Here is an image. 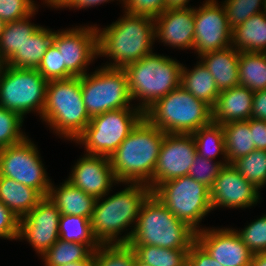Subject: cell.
<instances>
[{
  "instance_id": "obj_17",
  "label": "cell",
  "mask_w": 266,
  "mask_h": 266,
  "mask_svg": "<svg viewBox=\"0 0 266 266\" xmlns=\"http://www.w3.org/2000/svg\"><path fill=\"white\" fill-rule=\"evenodd\" d=\"M259 189L247 181L232 164L224 165L210 188L211 208H246L259 200Z\"/></svg>"
},
{
  "instance_id": "obj_51",
  "label": "cell",
  "mask_w": 266,
  "mask_h": 266,
  "mask_svg": "<svg viewBox=\"0 0 266 266\" xmlns=\"http://www.w3.org/2000/svg\"><path fill=\"white\" fill-rule=\"evenodd\" d=\"M61 266H93V260H80L77 262H70Z\"/></svg>"
},
{
  "instance_id": "obj_7",
  "label": "cell",
  "mask_w": 266,
  "mask_h": 266,
  "mask_svg": "<svg viewBox=\"0 0 266 266\" xmlns=\"http://www.w3.org/2000/svg\"><path fill=\"white\" fill-rule=\"evenodd\" d=\"M144 117L164 133L192 134L212 122V108L179 86L149 107Z\"/></svg>"
},
{
  "instance_id": "obj_52",
  "label": "cell",
  "mask_w": 266,
  "mask_h": 266,
  "mask_svg": "<svg viewBox=\"0 0 266 266\" xmlns=\"http://www.w3.org/2000/svg\"><path fill=\"white\" fill-rule=\"evenodd\" d=\"M65 0H45V3L54 8H58Z\"/></svg>"
},
{
  "instance_id": "obj_22",
  "label": "cell",
  "mask_w": 266,
  "mask_h": 266,
  "mask_svg": "<svg viewBox=\"0 0 266 266\" xmlns=\"http://www.w3.org/2000/svg\"><path fill=\"white\" fill-rule=\"evenodd\" d=\"M239 53V51L230 46L200 56L201 61L214 77L219 91L240 85L238 68Z\"/></svg>"
},
{
  "instance_id": "obj_21",
  "label": "cell",
  "mask_w": 266,
  "mask_h": 266,
  "mask_svg": "<svg viewBox=\"0 0 266 266\" xmlns=\"http://www.w3.org/2000/svg\"><path fill=\"white\" fill-rule=\"evenodd\" d=\"M254 92L237 85L220 91L212 108V122L224 125L233 121H246L251 118Z\"/></svg>"
},
{
  "instance_id": "obj_11",
  "label": "cell",
  "mask_w": 266,
  "mask_h": 266,
  "mask_svg": "<svg viewBox=\"0 0 266 266\" xmlns=\"http://www.w3.org/2000/svg\"><path fill=\"white\" fill-rule=\"evenodd\" d=\"M83 102L90 118L130 107L127 75L123 68L104 67L80 77Z\"/></svg>"
},
{
  "instance_id": "obj_46",
  "label": "cell",
  "mask_w": 266,
  "mask_h": 266,
  "mask_svg": "<svg viewBox=\"0 0 266 266\" xmlns=\"http://www.w3.org/2000/svg\"><path fill=\"white\" fill-rule=\"evenodd\" d=\"M250 130L255 148L266 150V121L250 118Z\"/></svg>"
},
{
  "instance_id": "obj_39",
  "label": "cell",
  "mask_w": 266,
  "mask_h": 266,
  "mask_svg": "<svg viewBox=\"0 0 266 266\" xmlns=\"http://www.w3.org/2000/svg\"><path fill=\"white\" fill-rule=\"evenodd\" d=\"M37 70L47 81L74 77L65 65H62L61 54L53 43L42 57Z\"/></svg>"
},
{
  "instance_id": "obj_42",
  "label": "cell",
  "mask_w": 266,
  "mask_h": 266,
  "mask_svg": "<svg viewBox=\"0 0 266 266\" xmlns=\"http://www.w3.org/2000/svg\"><path fill=\"white\" fill-rule=\"evenodd\" d=\"M36 9L33 0H0V18L5 23L32 17Z\"/></svg>"
},
{
  "instance_id": "obj_1",
  "label": "cell",
  "mask_w": 266,
  "mask_h": 266,
  "mask_svg": "<svg viewBox=\"0 0 266 266\" xmlns=\"http://www.w3.org/2000/svg\"><path fill=\"white\" fill-rule=\"evenodd\" d=\"M165 134L144 117L110 157L117 182L142 183L153 191V174Z\"/></svg>"
},
{
  "instance_id": "obj_36",
  "label": "cell",
  "mask_w": 266,
  "mask_h": 266,
  "mask_svg": "<svg viewBox=\"0 0 266 266\" xmlns=\"http://www.w3.org/2000/svg\"><path fill=\"white\" fill-rule=\"evenodd\" d=\"M135 253L128 244H100L93 253V266H133Z\"/></svg>"
},
{
  "instance_id": "obj_53",
  "label": "cell",
  "mask_w": 266,
  "mask_h": 266,
  "mask_svg": "<svg viewBox=\"0 0 266 266\" xmlns=\"http://www.w3.org/2000/svg\"><path fill=\"white\" fill-rule=\"evenodd\" d=\"M133 266H151L150 264H147L141 260H139L136 256L134 259V265Z\"/></svg>"
},
{
  "instance_id": "obj_56",
  "label": "cell",
  "mask_w": 266,
  "mask_h": 266,
  "mask_svg": "<svg viewBox=\"0 0 266 266\" xmlns=\"http://www.w3.org/2000/svg\"><path fill=\"white\" fill-rule=\"evenodd\" d=\"M184 266H192V264H191L189 261H187V262L184 264Z\"/></svg>"
},
{
  "instance_id": "obj_27",
  "label": "cell",
  "mask_w": 266,
  "mask_h": 266,
  "mask_svg": "<svg viewBox=\"0 0 266 266\" xmlns=\"http://www.w3.org/2000/svg\"><path fill=\"white\" fill-rule=\"evenodd\" d=\"M182 67L181 87L188 91L193 97L202 100L213 108L220 94L214 77L210 74L202 61L198 62L192 70Z\"/></svg>"
},
{
  "instance_id": "obj_8",
  "label": "cell",
  "mask_w": 266,
  "mask_h": 266,
  "mask_svg": "<svg viewBox=\"0 0 266 266\" xmlns=\"http://www.w3.org/2000/svg\"><path fill=\"white\" fill-rule=\"evenodd\" d=\"M130 109L111 110L92 117L75 141L85 145L88 155L110 158L144 118V112L138 107Z\"/></svg>"
},
{
  "instance_id": "obj_33",
  "label": "cell",
  "mask_w": 266,
  "mask_h": 266,
  "mask_svg": "<svg viewBox=\"0 0 266 266\" xmlns=\"http://www.w3.org/2000/svg\"><path fill=\"white\" fill-rule=\"evenodd\" d=\"M136 257L151 266H184L188 261V251L163 248L154 245H130Z\"/></svg>"
},
{
  "instance_id": "obj_48",
  "label": "cell",
  "mask_w": 266,
  "mask_h": 266,
  "mask_svg": "<svg viewBox=\"0 0 266 266\" xmlns=\"http://www.w3.org/2000/svg\"><path fill=\"white\" fill-rule=\"evenodd\" d=\"M109 0H65L58 8L69 7L70 8H87L92 7L94 5H99L104 2H108ZM111 1V0H110ZM123 1V0H122Z\"/></svg>"
},
{
  "instance_id": "obj_38",
  "label": "cell",
  "mask_w": 266,
  "mask_h": 266,
  "mask_svg": "<svg viewBox=\"0 0 266 266\" xmlns=\"http://www.w3.org/2000/svg\"><path fill=\"white\" fill-rule=\"evenodd\" d=\"M224 2L222 6L232 30L252 15L263 12L259 7L264 5V0H225Z\"/></svg>"
},
{
  "instance_id": "obj_45",
  "label": "cell",
  "mask_w": 266,
  "mask_h": 266,
  "mask_svg": "<svg viewBox=\"0 0 266 266\" xmlns=\"http://www.w3.org/2000/svg\"><path fill=\"white\" fill-rule=\"evenodd\" d=\"M188 261L192 266H223L195 241L188 251Z\"/></svg>"
},
{
  "instance_id": "obj_28",
  "label": "cell",
  "mask_w": 266,
  "mask_h": 266,
  "mask_svg": "<svg viewBox=\"0 0 266 266\" xmlns=\"http://www.w3.org/2000/svg\"><path fill=\"white\" fill-rule=\"evenodd\" d=\"M228 164L256 150L250 130V119L222 125Z\"/></svg>"
},
{
  "instance_id": "obj_10",
  "label": "cell",
  "mask_w": 266,
  "mask_h": 266,
  "mask_svg": "<svg viewBox=\"0 0 266 266\" xmlns=\"http://www.w3.org/2000/svg\"><path fill=\"white\" fill-rule=\"evenodd\" d=\"M47 83L37 69L0 64V106L22 118L32 110L42 116Z\"/></svg>"
},
{
  "instance_id": "obj_5",
  "label": "cell",
  "mask_w": 266,
  "mask_h": 266,
  "mask_svg": "<svg viewBox=\"0 0 266 266\" xmlns=\"http://www.w3.org/2000/svg\"><path fill=\"white\" fill-rule=\"evenodd\" d=\"M129 187L100 202L96 199L91 228L99 244H119V234L137 219L151 188L142 183H126ZM130 184V185H129ZM118 238V239H117Z\"/></svg>"
},
{
  "instance_id": "obj_31",
  "label": "cell",
  "mask_w": 266,
  "mask_h": 266,
  "mask_svg": "<svg viewBox=\"0 0 266 266\" xmlns=\"http://www.w3.org/2000/svg\"><path fill=\"white\" fill-rule=\"evenodd\" d=\"M94 250L88 244L63 241L60 238L42 255L45 266H61L80 260H93Z\"/></svg>"
},
{
  "instance_id": "obj_20",
  "label": "cell",
  "mask_w": 266,
  "mask_h": 266,
  "mask_svg": "<svg viewBox=\"0 0 266 266\" xmlns=\"http://www.w3.org/2000/svg\"><path fill=\"white\" fill-rule=\"evenodd\" d=\"M155 38L179 49H192L194 44V8L166 9L155 19Z\"/></svg>"
},
{
  "instance_id": "obj_24",
  "label": "cell",
  "mask_w": 266,
  "mask_h": 266,
  "mask_svg": "<svg viewBox=\"0 0 266 266\" xmlns=\"http://www.w3.org/2000/svg\"><path fill=\"white\" fill-rule=\"evenodd\" d=\"M231 46L239 52L266 53V13L252 15L235 27Z\"/></svg>"
},
{
  "instance_id": "obj_47",
  "label": "cell",
  "mask_w": 266,
  "mask_h": 266,
  "mask_svg": "<svg viewBox=\"0 0 266 266\" xmlns=\"http://www.w3.org/2000/svg\"><path fill=\"white\" fill-rule=\"evenodd\" d=\"M251 118L266 121V89L254 92Z\"/></svg>"
},
{
  "instance_id": "obj_16",
  "label": "cell",
  "mask_w": 266,
  "mask_h": 266,
  "mask_svg": "<svg viewBox=\"0 0 266 266\" xmlns=\"http://www.w3.org/2000/svg\"><path fill=\"white\" fill-rule=\"evenodd\" d=\"M60 216L49 196L43 197L33 210L20 218L18 239H27L43 255L59 239Z\"/></svg>"
},
{
  "instance_id": "obj_34",
  "label": "cell",
  "mask_w": 266,
  "mask_h": 266,
  "mask_svg": "<svg viewBox=\"0 0 266 266\" xmlns=\"http://www.w3.org/2000/svg\"><path fill=\"white\" fill-rule=\"evenodd\" d=\"M59 238L63 241L88 244L93 250L100 245L93 235L90 219L84 216L61 215Z\"/></svg>"
},
{
  "instance_id": "obj_19",
  "label": "cell",
  "mask_w": 266,
  "mask_h": 266,
  "mask_svg": "<svg viewBox=\"0 0 266 266\" xmlns=\"http://www.w3.org/2000/svg\"><path fill=\"white\" fill-rule=\"evenodd\" d=\"M70 175L67 179L69 182L95 199L103 200L102 197H105L111 190L113 182L118 183L110 158L106 156L86 153L77 161Z\"/></svg>"
},
{
  "instance_id": "obj_15",
  "label": "cell",
  "mask_w": 266,
  "mask_h": 266,
  "mask_svg": "<svg viewBox=\"0 0 266 266\" xmlns=\"http://www.w3.org/2000/svg\"><path fill=\"white\" fill-rule=\"evenodd\" d=\"M196 154L192 134L166 133L153 174V190L165 181L188 175Z\"/></svg>"
},
{
  "instance_id": "obj_37",
  "label": "cell",
  "mask_w": 266,
  "mask_h": 266,
  "mask_svg": "<svg viewBox=\"0 0 266 266\" xmlns=\"http://www.w3.org/2000/svg\"><path fill=\"white\" fill-rule=\"evenodd\" d=\"M23 119L18 113L0 106V149L18 144L27 137L20 128Z\"/></svg>"
},
{
  "instance_id": "obj_30",
  "label": "cell",
  "mask_w": 266,
  "mask_h": 266,
  "mask_svg": "<svg viewBox=\"0 0 266 266\" xmlns=\"http://www.w3.org/2000/svg\"><path fill=\"white\" fill-rule=\"evenodd\" d=\"M29 18L6 23L0 36V64H5L40 27L31 24Z\"/></svg>"
},
{
  "instance_id": "obj_13",
  "label": "cell",
  "mask_w": 266,
  "mask_h": 266,
  "mask_svg": "<svg viewBox=\"0 0 266 266\" xmlns=\"http://www.w3.org/2000/svg\"><path fill=\"white\" fill-rule=\"evenodd\" d=\"M195 35L193 49L201 55L231 46L232 29L224 7L216 0H207L194 8Z\"/></svg>"
},
{
  "instance_id": "obj_49",
  "label": "cell",
  "mask_w": 266,
  "mask_h": 266,
  "mask_svg": "<svg viewBox=\"0 0 266 266\" xmlns=\"http://www.w3.org/2000/svg\"><path fill=\"white\" fill-rule=\"evenodd\" d=\"M250 266H266V253L253 254Z\"/></svg>"
},
{
  "instance_id": "obj_6",
  "label": "cell",
  "mask_w": 266,
  "mask_h": 266,
  "mask_svg": "<svg viewBox=\"0 0 266 266\" xmlns=\"http://www.w3.org/2000/svg\"><path fill=\"white\" fill-rule=\"evenodd\" d=\"M41 118L58 135L75 141L91 119L83 102L80 77L48 81Z\"/></svg>"
},
{
  "instance_id": "obj_9",
  "label": "cell",
  "mask_w": 266,
  "mask_h": 266,
  "mask_svg": "<svg viewBox=\"0 0 266 266\" xmlns=\"http://www.w3.org/2000/svg\"><path fill=\"white\" fill-rule=\"evenodd\" d=\"M152 194L179 220L198 232L202 218L211 208L210 188L189 175L159 184Z\"/></svg>"
},
{
  "instance_id": "obj_29",
  "label": "cell",
  "mask_w": 266,
  "mask_h": 266,
  "mask_svg": "<svg viewBox=\"0 0 266 266\" xmlns=\"http://www.w3.org/2000/svg\"><path fill=\"white\" fill-rule=\"evenodd\" d=\"M239 84L253 92L266 89V53H239Z\"/></svg>"
},
{
  "instance_id": "obj_41",
  "label": "cell",
  "mask_w": 266,
  "mask_h": 266,
  "mask_svg": "<svg viewBox=\"0 0 266 266\" xmlns=\"http://www.w3.org/2000/svg\"><path fill=\"white\" fill-rule=\"evenodd\" d=\"M228 163L214 162L196 154L195 160L189 169V176L205 184L208 188L214 185L220 169Z\"/></svg>"
},
{
  "instance_id": "obj_55",
  "label": "cell",
  "mask_w": 266,
  "mask_h": 266,
  "mask_svg": "<svg viewBox=\"0 0 266 266\" xmlns=\"http://www.w3.org/2000/svg\"><path fill=\"white\" fill-rule=\"evenodd\" d=\"M263 10H264V12L266 13V0H264V6H263Z\"/></svg>"
},
{
  "instance_id": "obj_2",
  "label": "cell",
  "mask_w": 266,
  "mask_h": 266,
  "mask_svg": "<svg viewBox=\"0 0 266 266\" xmlns=\"http://www.w3.org/2000/svg\"><path fill=\"white\" fill-rule=\"evenodd\" d=\"M135 224L133 230L120 237L119 244L189 250L196 241V231L173 215L152 193L142 204Z\"/></svg>"
},
{
  "instance_id": "obj_50",
  "label": "cell",
  "mask_w": 266,
  "mask_h": 266,
  "mask_svg": "<svg viewBox=\"0 0 266 266\" xmlns=\"http://www.w3.org/2000/svg\"><path fill=\"white\" fill-rule=\"evenodd\" d=\"M189 0H166V9L186 8Z\"/></svg>"
},
{
  "instance_id": "obj_3",
  "label": "cell",
  "mask_w": 266,
  "mask_h": 266,
  "mask_svg": "<svg viewBox=\"0 0 266 266\" xmlns=\"http://www.w3.org/2000/svg\"><path fill=\"white\" fill-rule=\"evenodd\" d=\"M125 15L103 30L97 28L98 55L109 56L115 62L107 67L124 68L152 53L154 19L126 11Z\"/></svg>"
},
{
  "instance_id": "obj_43",
  "label": "cell",
  "mask_w": 266,
  "mask_h": 266,
  "mask_svg": "<svg viewBox=\"0 0 266 266\" xmlns=\"http://www.w3.org/2000/svg\"><path fill=\"white\" fill-rule=\"evenodd\" d=\"M126 12L155 19L166 10V0H123Z\"/></svg>"
},
{
  "instance_id": "obj_25",
  "label": "cell",
  "mask_w": 266,
  "mask_h": 266,
  "mask_svg": "<svg viewBox=\"0 0 266 266\" xmlns=\"http://www.w3.org/2000/svg\"><path fill=\"white\" fill-rule=\"evenodd\" d=\"M42 198L36 189L0 175V201L19 219L33 210Z\"/></svg>"
},
{
  "instance_id": "obj_44",
  "label": "cell",
  "mask_w": 266,
  "mask_h": 266,
  "mask_svg": "<svg viewBox=\"0 0 266 266\" xmlns=\"http://www.w3.org/2000/svg\"><path fill=\"white\" fill-rule=\"evenodd\" d=\"M19 218L0 201V237L18 239Z\"/></svg>"
},
{
  "instance_id": "obj_32",
  "label": "cell",
  "mask_w": 266,
  "mask_h": 266,
  "mask_svg": "<svg viewBox=\"0 0 266 266\" xmlns=\"http://www.w3.org/2000/svg\"><path fill=\"white\" fill-rule=\"evenodd\" d=\"M196 153L204 158L213 160L218 154L224 156L225 163L227 161L224 130L221 124L211 122L207 126L201 127L192 133Z\"/></svg>"
},
{
  "instance_id": "obj_35",
  "label": "cell",
  "mask_w": 266,
  "mask_h": 266,
  "mask_svg": "<svg viewBox=\"0 0 266 266\" xmlns=\"http://www.w3.org/2000/svg\"><path fill=\"white\" fill-rule=\"evenodd\" d=\"M232 165L257 189L266 185V150H253L235 160Z\"/></svg>"
},
{
  "instance_id": "obj_18",
  "label": "cell",
  "mask_w": 266,
  "mask_h": 266,
  "mask_svg": "<svg viewBox=\"0 0 266 266\" xmlns=\"http://www.w3.org/2000/svg\"><path fill=\"white\" fill-rule=\"evenodd\" d=\"M196 241L223 266H250L253 253L233 229H200Z\"/></svg>"
},
{
  "instance_id": "obj_12",
  "label": "cell",
  "mask_w": 266,
  "mask_h": 266,
  "mask_svg": "<svg viewBox=\"0 0 266 266\" xmlns=\"http://www.w3.org/2000/svg\"><path fill=\"white\" fill-rule=\"evenodd\" d=\"M36 145L28 136L20 143L0 149V175L36 189L48 196L51 182Z\"/></svg>"
},
{
  "instance_id": "obj_14",
  "label": "cell",
  "mask_w": 266,
  "mask_h": 266,
  "mask_svg": "<svg viewBox=\"0 0 266 266\" xmlns=\"http://www.w3.org/2000/svg\"><path fill=\"white\" fill-rule=\"evenodd\" d=\"M52 43L61 54L62 65L74 77L85 75L87 65L98 56L95 26L55 32Z\"/></svg>"
},
{
  "instance_id": "obj_54",
  "label": "cell",
  "mask_w": 266,
  "mask_h": 266,
  "mask_svg": "<svg viewBox=\"0 0 266 266\" xmlns=\"http://www.w3.org/2000/svg\"><path fill=\"white\" fill-rule=\"evenodd\" d=\"M6 23L3 21L2 18H0V36L1 33L3 32L4 28H5Z\"/></svg>"
},
{
  "instance_id": "obj_40",
  "label": "cell",
  "mask_w": 266,
  "mask_h": 266,
  "mask_svg": "<svg viewBox=\"0 0 266 266\" xmlns=\"http://www.w3.org/2000/svg\"><path fill=\"white\" fill-rule=\"evenodd\" d=\"M236 232L253 254L266 253V215Z\"/></svg>"
},
{
  "instance_id": "obj_26",
  "label": "cell",
  "mask_w": 266,
  "mask_h": 266,
  "mask_svg": "<svg viewBox=\"0 0 266 266\" xmlns=\"http://www.w3.org/2000/svg\"><path fill=\"white\" fill-rule=\"evenodd\" d=\"M54 33L40 26L5 65L13 68L37 69L42 57L52 44Z\"/></svg>"
},
{
  "instance_id": "obj_23",
  "label": "cell",
  "mask_w": 266,
  "mask_h": 266,
  "mask_svg": "<svg viewBox=\"0 0 266 266\" xmlns=\"http://www.w3.org/2000/svg\"><path fill=\"white\" fill-rule=\"evenodd\" d=\"M64 182L59 188H55L51 184L48 194L61 215L84 216L91 220L96 199L68 180Z\"/></svg>"
},
{
  "instance_id": "obj_4",
  "label": "cell",
  "mask_w": 266,
  "mask_h": 266,
  "mask_svg": "<svg viewBox=\"0 0 266 266\" xmlns=\"http://www.w3.org/2000/svg\"><path fill=\"white\" fill-rule=\"evenodd\" d=\"M183 65L176 60L153 52L123 68L131 99L142 100L138 106L145 112L157 100L181 86Z\"/></svg>"
}]
</instances>
